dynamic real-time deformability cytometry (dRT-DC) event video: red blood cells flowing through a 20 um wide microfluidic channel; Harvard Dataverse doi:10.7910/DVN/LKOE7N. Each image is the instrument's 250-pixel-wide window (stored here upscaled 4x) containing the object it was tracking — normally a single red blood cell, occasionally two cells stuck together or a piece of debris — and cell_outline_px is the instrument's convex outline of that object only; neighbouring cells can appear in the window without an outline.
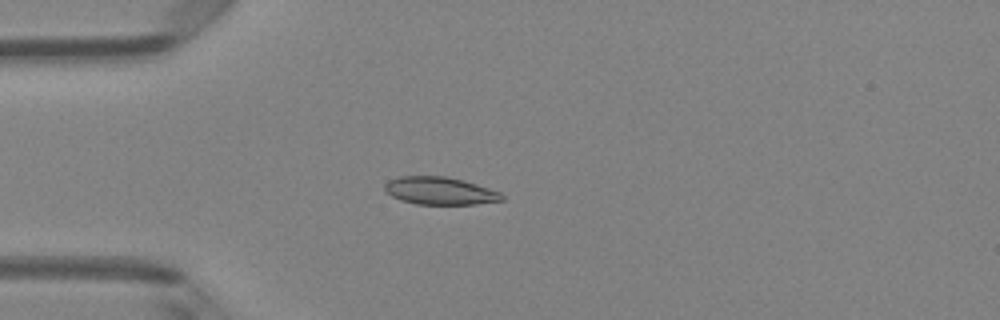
{"species": "Egyptian fruit bat (a non-hibernating species)", "species_latin": "Rousettus aegyptiacus", "temperature_condition": "room temperature", "stored_images_in_passage": 5, "camera_frame_rate_fps": 3000, "um_per_image_px": 0.085, "animal": {"sex": "female"}, "frame": {"image": 1, "passage_image": 4, "time_ms": 3.667, "image_size_px": [1000, 320], "cell_outline_px": [[504, 200], [476, 204], [416, 204], [400, 200], [384, 192], [384, 184], [388, 180], [400, 176], [448, 176], [464, 180], [500, 192], [504, 196]], "centroid_in_image_um": [37.36, 16.21], "position_along_channel_um": 47.6, "area_um2": 19.02}}